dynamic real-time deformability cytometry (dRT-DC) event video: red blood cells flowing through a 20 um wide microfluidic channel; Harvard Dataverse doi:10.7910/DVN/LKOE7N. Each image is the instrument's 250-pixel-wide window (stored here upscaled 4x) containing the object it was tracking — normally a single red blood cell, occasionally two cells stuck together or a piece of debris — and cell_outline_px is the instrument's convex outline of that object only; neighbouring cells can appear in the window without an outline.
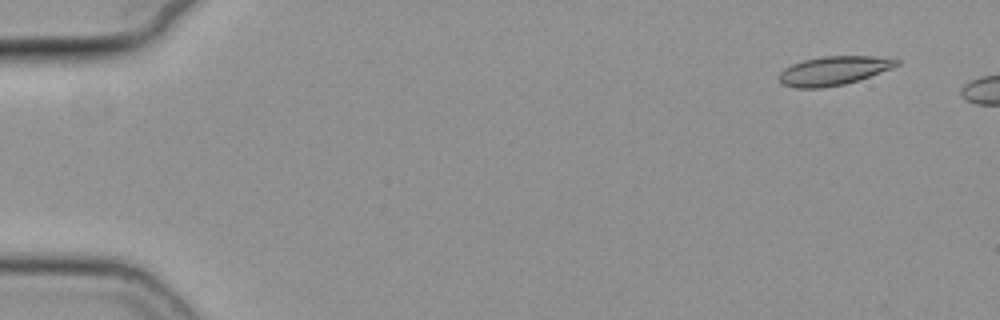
{"species": "common noctule bat (a hibernating species)", "species_latin": "Nyctalus noctula", "temperature_condition": "cold", "stored_images_in_passage": 8, "camera_frame_rate_fps": 3000, "um_per_image_px": 0.085, "animal": {"sex": "female", "body_mass_g": 19.3, "forearm_length_mm": 54.1}, "frame": {"image": 1, "passage_image": 4, "time_ms": 1.0, "image_size_px": [1000, 320], "cell_outline_px": [[900, 64], [892, 68], [860, 80], [844, 84], [820, 88], [796, 88], [780, 84], [780, 72], [784, 68], [792, 64], [804, 60], [824, 56], [872, 56], [900, 60]], "centroid_in_image_um": [70.86, 6.01], "position_along_channel_um": 14.1, "area_um2": 19.77}}